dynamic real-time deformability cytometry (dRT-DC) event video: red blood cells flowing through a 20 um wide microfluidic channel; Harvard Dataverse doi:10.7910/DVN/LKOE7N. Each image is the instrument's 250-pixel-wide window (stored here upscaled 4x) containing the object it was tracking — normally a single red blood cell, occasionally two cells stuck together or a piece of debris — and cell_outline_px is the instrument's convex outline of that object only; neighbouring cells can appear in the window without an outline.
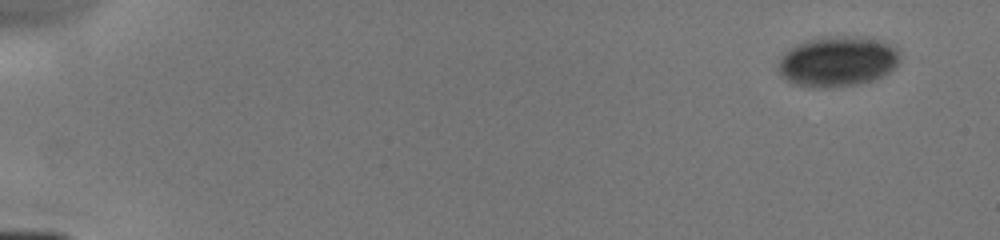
{"species": "human", "species_latin": "Homo sapiens", "temperature_condition": "cold", "stored_images_in_passage": 8, "camera_frame_rate_fps": 3000, "um_per_image_px": 0.085, "donor": {"sex": "male"}, "frame": {"image": 1, "passage_image": 1, "time_ms": 0.0, "image_size_px": [1000, 240], "cell_outline_px": [[900, 60], [888, 72], [872, 80], [856, 84], [824, 88], [812, 88], [792, 84], [780, 76], [776, 68], [780, 56], [788, 48], [804, 40], [828, 36], [856, 36], [880, 40], [896, 48], [900, 52]], "centroid_in_image_um": [71.11, 5.22], "position_along_channel_um": 13.9, "area_um2": 36.07}}
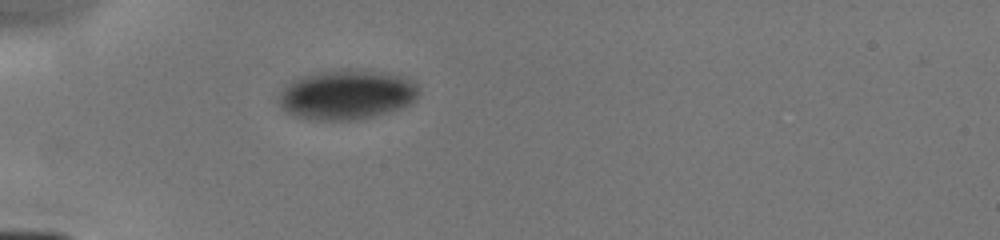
{"frame": {"image": 2, "passage_image": 6, "time_ms": 4.333, "image_size_px": [1000, 240], "cell_outline_px": [[420, 92], [416, 100], [400, 108], [388, 112], [360, 120], [312, 120], [296, 116], [280, 108], [276, 100], [276, 96], [296, 76], [316, 72], [344, 68], [356, 68], [384, 72], [416, 80], [420, 88]], "centroid_in_image_um": [29.46, 8.02], "position_along_channel_um": 55.5, "area_um2": 41.67}}
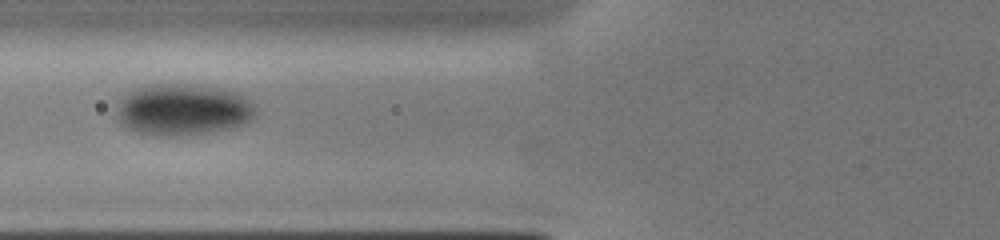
{"frame": {"image": 3, "passage_image": 8, "time_ms": 6.0, "image_size_px": [1000, 240], "cell_outline_px": [[256, 116], [252, 120], [232, 128], [176, 136], [164, 136], [140, 132], [128, 128], [116, 116], [116, 104], [132, 88], [140, 84], [200, 84], [224, 88], [248, 96], [252, 100], [256, 108]], "centroid_in_image_um": [15.58, 9.27], "position_along_channel_um": 110.2, "area_um2": 42.43}}